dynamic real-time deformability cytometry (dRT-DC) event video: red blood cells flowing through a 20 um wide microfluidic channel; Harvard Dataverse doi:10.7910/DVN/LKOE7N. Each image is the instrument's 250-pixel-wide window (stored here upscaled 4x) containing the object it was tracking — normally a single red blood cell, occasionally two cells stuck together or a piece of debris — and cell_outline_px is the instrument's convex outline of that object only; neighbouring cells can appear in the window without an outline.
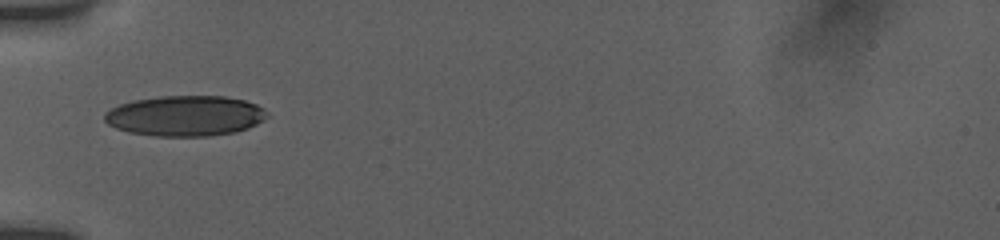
{"species": "human", "species_latin": "Homo sapiens", "temperature_condition": "room temperature", "stored_images_in_passage": 13, "camera_frame_rate_fps": 3000, "um_per_image_px": 0.085, "donor": {"sex": "female"}, "frame": {"image": 1, "passage_image": 1, "time_ms": 0.0, "image_size_px": [1000, 240], "cell_outline_px": [[268, 116], [264, 120], [248, 128], [236, 132], [208, 136], [156, 136], [128, 132], [116, 128], [108, 124], [104, 120], [104, 112], [120, 104], [136, 100], [160, 96], [224, 96], [244, 100], [256, 104], [264, 108], [268, 112]], "centroid_in_image_um": [15.76, 9.85], "position_along_channel_um": 69.2, "area_um2": 38.44}}
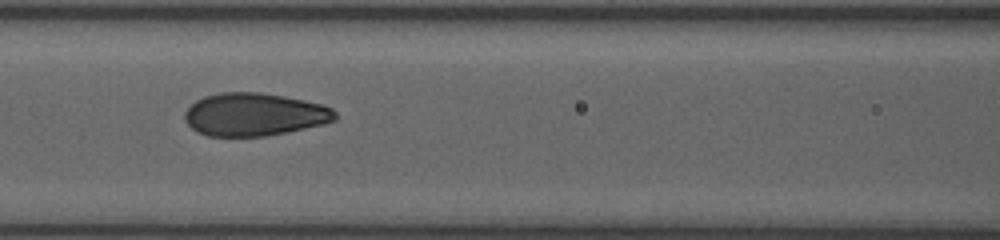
{"frame": {"image": 2, "passage_image": 9, "time_ms": 2.0, "image_size_px": [1000, 240], "cell_outline_px": [[336, 120], [324, 124], [288, 132], [264, 136], [208, 136], [196, 132], [184, 120], [184, 112], [196, 100], [204, 96], [220, 92], [260, 92], [284, 96], [304, 100], [320, 104], [332, 108], [336, 112]], "centroid_in_image_um": [21.61, 9.73], "position_along_channel_um": 145.0, "area_um2": 37.74}}
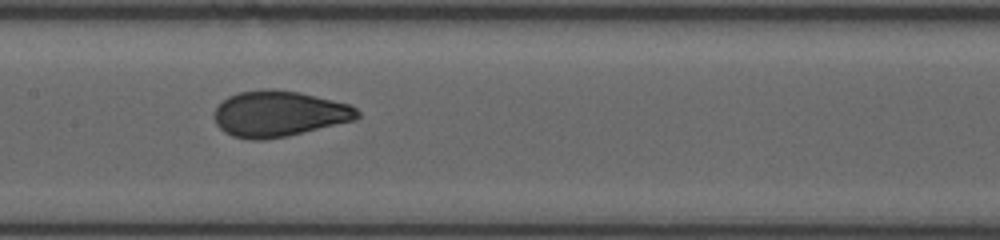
{"frame": {"image": 3, "passage_image": 12, "time_ms": 3.0, "image_size_px": [1000, 240], "cell_outline_px": [[360, 116], [356, 120], [288, 136], [264, 140], [248, 140], [232, 136], [224, 132], [216, 124], [212, 116], [216, 108], [228, 96], [240, 92], [264, 88], [272, 88], [300, 92], [352, 104], [360, 112]], "centroid_in_image_um": [23.73, 9.67], "position_along_channel_um": 183.7, "area_um2": 38.78}}